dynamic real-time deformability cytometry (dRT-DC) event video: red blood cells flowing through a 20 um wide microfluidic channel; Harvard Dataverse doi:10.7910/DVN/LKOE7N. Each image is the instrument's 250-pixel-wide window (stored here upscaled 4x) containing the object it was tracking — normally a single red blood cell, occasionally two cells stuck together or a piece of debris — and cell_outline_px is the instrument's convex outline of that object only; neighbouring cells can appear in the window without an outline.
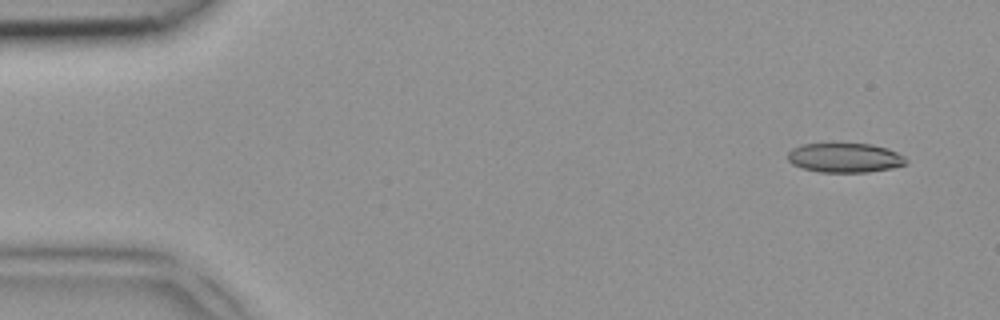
{"species": "common noctule bat (a hibernating species)", "species_latin": "Nyctalus noctula", "temperature_condition": "room temperature", "stored_images_in_passage": 3, "camera_frame_rate_fps": 3000, "um_per_image_px": 0.085, "animal": {"sex": "female", "body_mass_g": 18.4}, "frame": {"image": 1, "passage_image": 1, "time_ms": 0.0, "image_size_px": [1000, 320], "cell_outline_px": [[908, 164], [892, 168], [868, 172], [820, 172], [804, 168], [792, 164], [788, 160], [788, 152], [792, 148], [804, 144], [872, 144], [888, 148], [904, 156], [908, 160]], "centroid_in_image_um": [71.85, 13.41], "position_along_channel_um": 13.2, "area_um2": 20.29}}
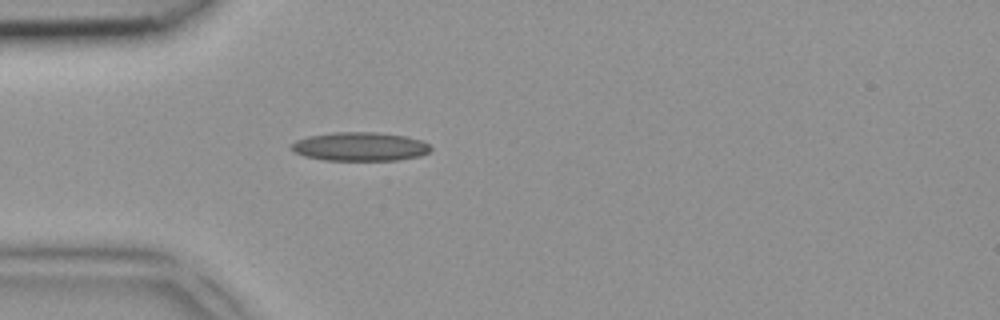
{"frame": {"image": 2, "passage_image": 3, "time_ms": 0.667, "image_size_px": [1000, 320], "cell_outline_px": [[432, 148], [428, 152], [420, 156], [396, 160], [324, 160], [304, 156], [296, 152], [292, 148], [292, 144], [296, 140], [308, 136], [332, 132], [380, 132], [404, 136], [424, 140]], "centroid_in_image_um": [30.63, 12.45], "position_along_channel_um": 54.4, "area_um2": 23.35}}